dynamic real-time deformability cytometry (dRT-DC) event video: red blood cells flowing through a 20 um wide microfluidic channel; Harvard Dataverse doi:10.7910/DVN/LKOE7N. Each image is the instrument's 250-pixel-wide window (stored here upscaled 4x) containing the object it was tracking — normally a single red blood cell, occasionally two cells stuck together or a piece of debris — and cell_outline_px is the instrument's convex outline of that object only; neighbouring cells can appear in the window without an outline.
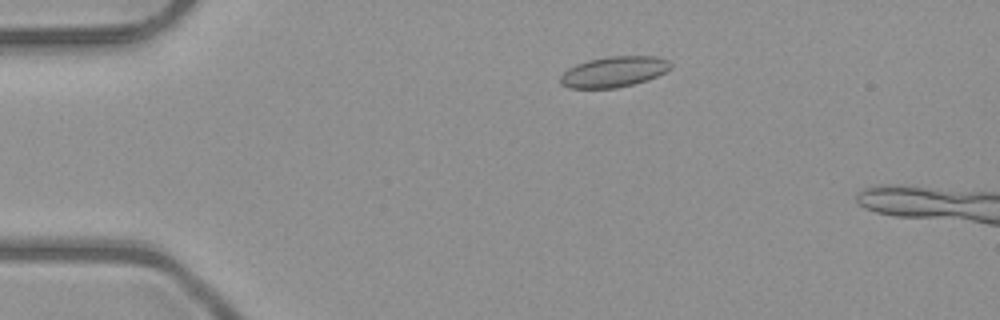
{"species": "common noctule bat (a hibernating species)", "species_latin": "Nyctalus noctula", "temperature_condition": "room temperature", "stored_images_in_passage": 41, "camera_frame_rate_fps": 3000, "um_per_image_px": 0.085, "animal": {"sex": "male", "body_mass_g": 23.1, "forearm_length_mm": 52.7}, "frame": {"image": 1, "passage_image": 3, "time_ms": 0.667, "image_size_px": [1000, 320], "cell_outline_px": [[672, 68], [656, 76], [632, 84], [616, 88], [568, 88], [560, 84], [560, 76], [568, 68], [576, 64], [588, 60], [608, 56], [656, 56], [668, 60], [672, 64]], "centroid_in_image_um": [52.15, 6.09], "position_along_channel_um": 32.8, "area_um2": 19.65}}
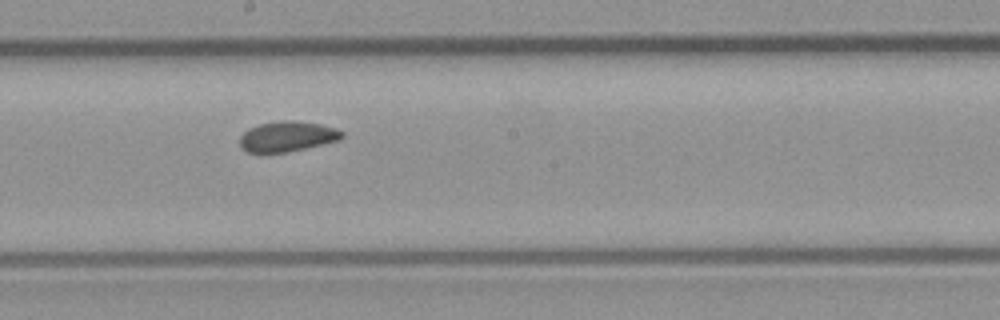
{"frame": {"image": 2, "passage_image": 21, "time_ms": 6.667, "image_size_px": [1000, 320], "cell_outline_px": [[344, 136], [340, 140], [288, 152], [260, 156], [248, 152], [240, 148], [240, 136], [248, 128], [260, 124], [280, 120], [288, 120], [320, 124], [336, 128], [344, 132]], "centroid_in_image_um": [24.37, 11.64], "position_along_channel_um": 223.8, "area_um2": 18.61}}
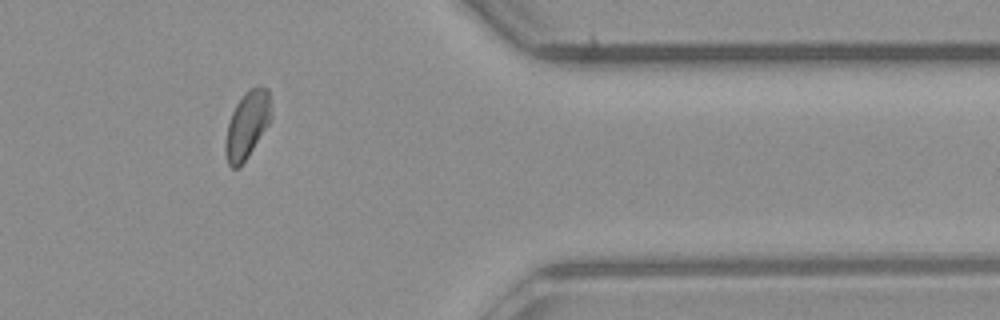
{"frame": {"image": 3, "passage_image": 35, "time_ms": 11.333, "image_size_px": [1000, 320], "cell_outline_px": [[272, 116], [268, 124], [248, 156], [236, 168], [232, 168], [228, 164], [224, 152], [224, 144], [228, 124], [232, 112], [236, 104], [244, 92], [252, 88], [268, 88]], "centroid_in_image_um": [20.98, 10.62], "position_along_channel_um": 390.4, "area_um2": 17.57}}